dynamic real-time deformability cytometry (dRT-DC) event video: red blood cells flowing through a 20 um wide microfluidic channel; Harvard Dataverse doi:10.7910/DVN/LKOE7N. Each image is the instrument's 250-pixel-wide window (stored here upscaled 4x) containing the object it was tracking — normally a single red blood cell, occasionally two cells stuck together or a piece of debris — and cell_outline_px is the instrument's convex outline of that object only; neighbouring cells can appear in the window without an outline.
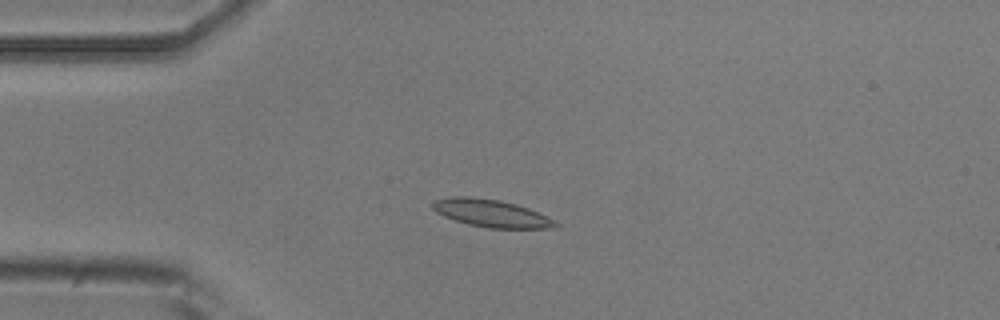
{"species": "common noctule bat (a hibernating species)", "species_latin": "Nyctalus noctula", "temperature_condition": "room temperature", "stored_images_in_passage": 8, "camera_frame_rate_fps": 3000, "um_per_image_px": 0.085, "animal": {"sex": "male", "body_mass_g": 20.5, "forearm_length_mm": 52.5}, "frame": {"image": 1, "passage_image": 3, "time_ms": 2.333, "image_size_px": [1000, 320], "cell_outline_px": [[560, 224], [556, 228], [488, 228], [468, 224], [444, 216], [436, 212], [432, 208], [432, 204], [436, 200], [452, 196], [472, 196], [500, 200], [516, 204], [528, 208]], "centroid_in_image_um": [41.73, 18.12], "position_along_channel_um": 43.3, "area_um2": 19.54}}
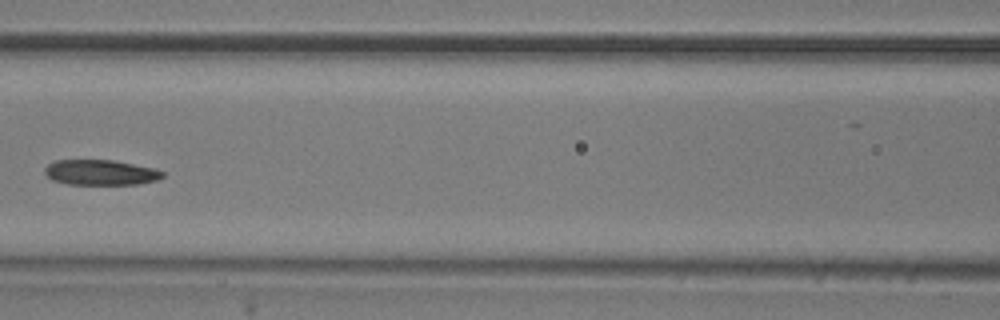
{"frame": {"image": 2, "passage_image": 6, "time_ms": 6.0, "image_size_px": [1000, 320], "cell_outline_px": [[164, 176], [160, 180], [136, 184], [68, 184], [52, 180], [44, 172], [44, 168], [48, 164], [56, 160], [112, 160], [156, 168], [164, 172]], "centroid_in_image_um": [8.58, 14.66], "position_along_channel_um": 158.0, "area_um2": 17.46}}
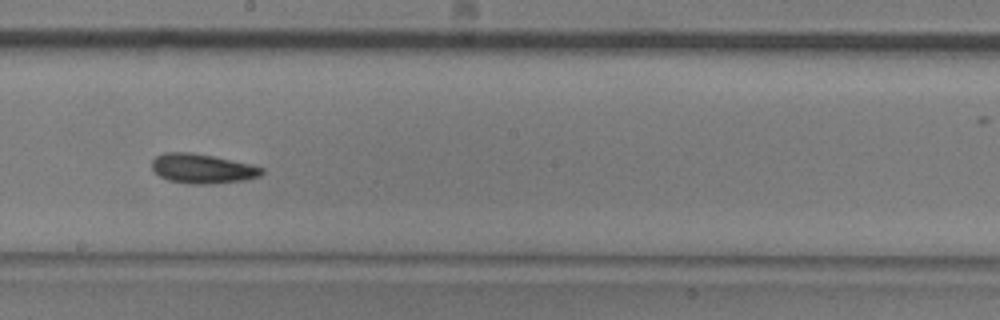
{"frame": {"image": 3, "passage_image": 8, "time_ms": 8.0, "image_size_px": [1000, 320], "cell_outline_px": [[264, 172], [260, 176], [244, 180], [212, 184], [192, 184], [168, 180], [160, 176], [152, 168], [152, 160], [156, 156], [164, 152], [192, 152], [252, 164], [264, 168]], "centroid_in_image_um": [17.21, 14.33], "position_along_channel_um": 231.0, "area_um2": 18.96}}